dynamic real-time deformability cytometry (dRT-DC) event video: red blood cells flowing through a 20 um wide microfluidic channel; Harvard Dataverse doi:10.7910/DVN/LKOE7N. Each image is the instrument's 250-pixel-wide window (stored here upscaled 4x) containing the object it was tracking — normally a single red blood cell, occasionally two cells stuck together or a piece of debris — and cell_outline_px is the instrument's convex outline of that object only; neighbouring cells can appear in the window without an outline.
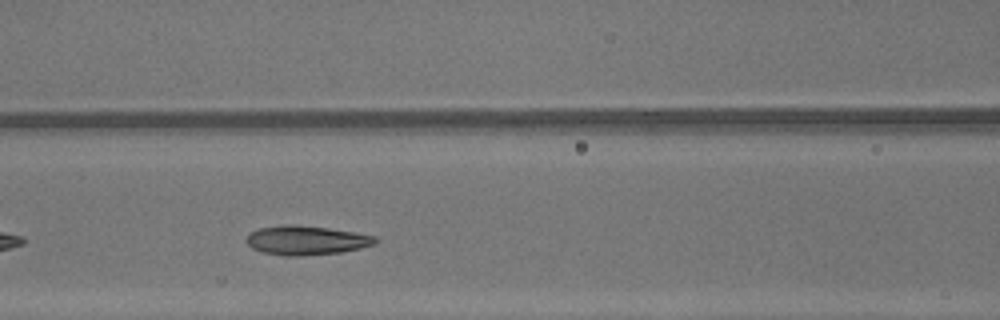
{"species": "common noctule bat (a hibernating species)", "species_latin": "Nyctalus noctula", "temperature_condition": "warm", "stored_images_in_passage": 21, "camera_frame_rate_fps": 3000, "um_per_image_px": 0.085, "animal": {"sex": "male", "body_mass_g": 13.3}, "frame": {"image": 1, "passage_image": 7, "time_ms": 2.0, "image_size_px": [1000, 320], "cell_outline_px": [[380, 240], [376, 244], [360, 248], [340, 252], [300, 256], [284, 256], [264, 252], [252, 248], [244, 240], [252, 232], [260, 228], [280, 224], [292, 224], [328, 228], [356, 232], [376, 236]], "centroid_in_image_um": [26.06, 20.42], "position_along_channel_um": 140.5, "area_um2": 22.02}}
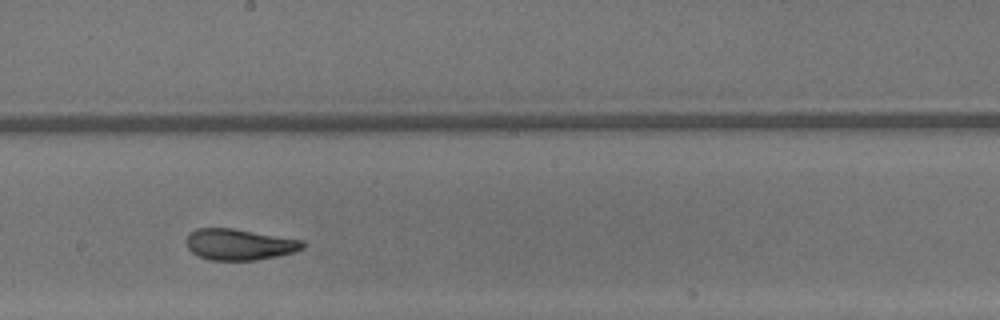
{"frame": {"image": 2, "passage_image": 13, "time_ms": 4.0, "image_size_px": [1000, 320], "cell_outline_px": [[304, 248], [292, 252], [276, 256], [256, 260], [208, 260], [196, 256], [188, 248], [184, 240], [196, 228], [232, 228], [304, 240]], "centroid_in_image_um": [20.31, 20.78], "position_along_channel_um": 227.9, "area_um2": 21.15}}
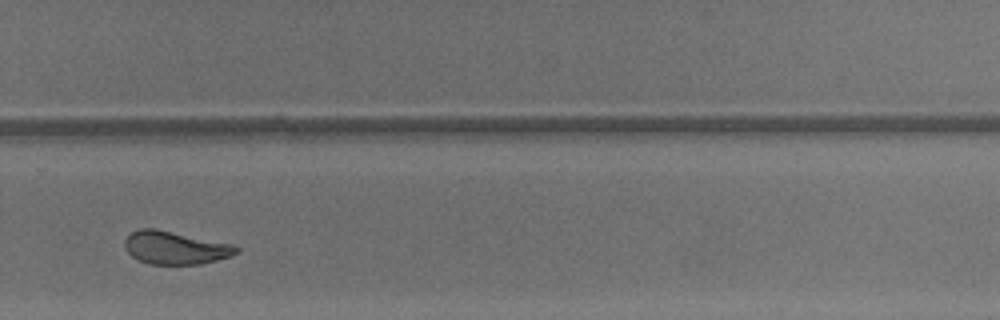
{"frame": {"image": 3, "passage_image": 19, "time_ms": 6.0, "image_size_px": [1000, 320], "cell_outline_px": [[240, 252], [232, 256], [200, 264], [148, 264], [132, 256], [128, 252], [124, 244], [124, 240], [132, 232], [140, 228], [156, 228], [236, 244], [240, 248]], "centroid_in_image_um": [14.96, 21.04], "position_along_channel_um": 314.8, "area_um2": 21.73}}